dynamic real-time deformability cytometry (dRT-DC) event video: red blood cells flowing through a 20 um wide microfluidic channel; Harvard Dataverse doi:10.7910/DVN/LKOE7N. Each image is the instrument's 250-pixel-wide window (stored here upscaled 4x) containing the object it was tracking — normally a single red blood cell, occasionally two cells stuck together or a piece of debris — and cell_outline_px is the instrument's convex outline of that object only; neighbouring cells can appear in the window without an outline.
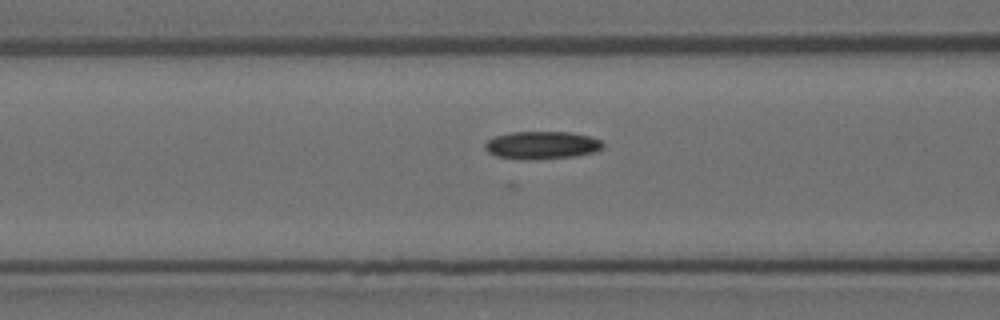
{"species": "Egyptian fruit bat (a non-hibernating species)", "species_latin": "Rousettus aegyptiacus", "temperature_condition": "room temperature", "stored_images_in_passage": 39, "camera_frame_rate_fps": 3000, "um_per_image_px": 0.085, "animal": {"sex": "female"}, "frame": {"image": 1, "passage_image": 15, "time_ms": 4.667, "image_size_px": [1000, 320], "cell_outline_px": [[604, 148], [596, 152], [576, 156], [532, 160], [528, 160], [496, 156], [488, 152], [484, 148], [484, 144], [488, 140], [496, 136], [512, 132], [572, 132], [588, 136], [600, 140], [604, 144]], "centroid_in_image_um": [46.08, 12.35], "position_along_channel_um": 120.5, "area_um2": 19.19}}
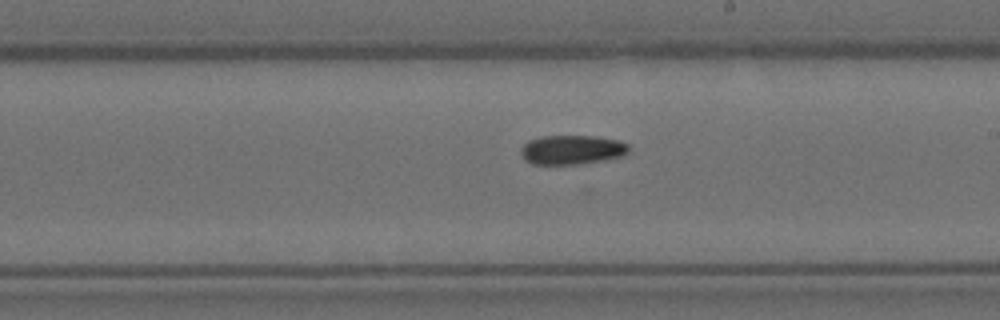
{"frame": {"image": 2, "passage_image": 25, "time_ms": 8.0, "image_size_px": [1000, 320], "cell_outline_px": [[632, 148], [624, 156], [604, 160], [580, 164], [532, 164], [524, 160], [520, 156], [520, 148], [528, 140], [540, 136], [596, 136], [620, 140], [628, 144]], "centroid_in_image_um": [48.62, 12.73], "position_along_channel_um": 240.4, "area_um2": 18.84}}
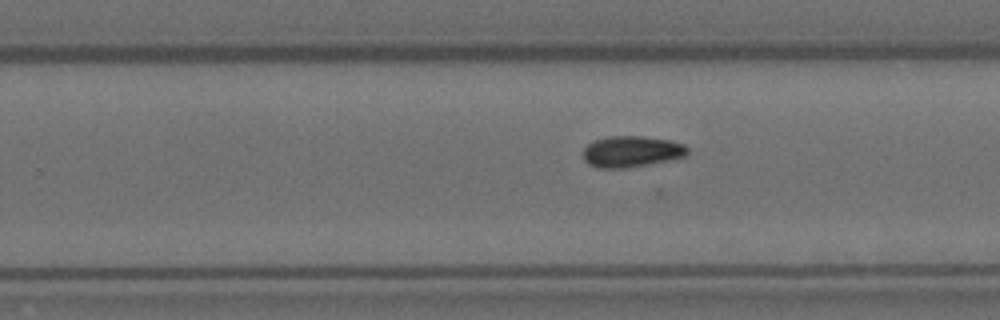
{"frame": {"image": 3, "passage_image": 28, "time_ms": 9.0, "image_size_px": [1000, 320], "cell_outline_px": [[688, 152], [684, 156], [648, 164], [624, 168], [596, 168], [588, 164], [584, 160], [584, 148], [592, 140], [608, 136], [644, 136], [672, 140], [684, 144], [688, 148]], "centroid_in_image_um": [53.65, 12.86], "position_along_channel_um": 276.2, "area_um2": 19.02}}